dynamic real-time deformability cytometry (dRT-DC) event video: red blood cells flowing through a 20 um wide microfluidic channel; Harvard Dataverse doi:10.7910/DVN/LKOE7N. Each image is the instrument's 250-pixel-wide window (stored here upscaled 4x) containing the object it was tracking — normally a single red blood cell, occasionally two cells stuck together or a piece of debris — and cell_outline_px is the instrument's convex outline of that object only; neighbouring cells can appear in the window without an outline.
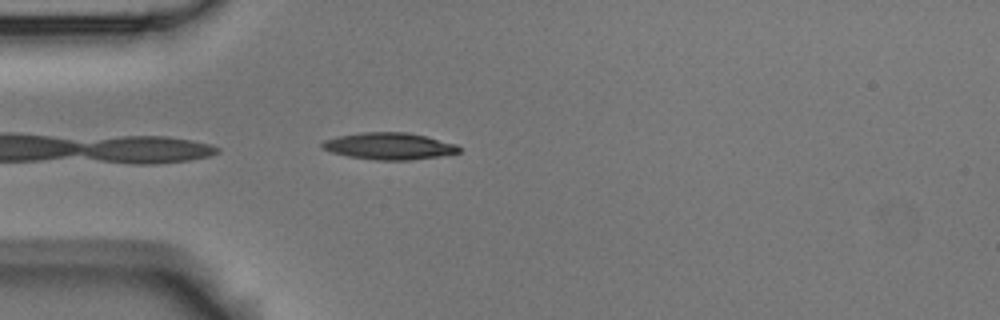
{"species": "Egyptian fruit bat (a non-hibernating species)", "species_latin": "Rousettus aegyptiacus", "temperature_condition": "room temperature", "stored_images_in_passage": 4, "camera_frame_rate_fps": 3000, "um_per_image_px": 0.085, "animal": {"sex": "male"}, "frame": {"image": 1, "passage_image": 4, "time_ms": 1.0, "image_size_px": [1000, 320], "cell_outline_px": [[460, 152], [440, 156], [408, 160], [376, 160], [348, 156], [332, 152], [324, 148], [320, 144], [324, 140], [336, 136], [360, 132], [408, 132], [456, 144], [460, 148]], "centroid_in_image_um": [33.06, 12.41], "position_along_channel_um": 51.9, "area_um2": 21.27}}